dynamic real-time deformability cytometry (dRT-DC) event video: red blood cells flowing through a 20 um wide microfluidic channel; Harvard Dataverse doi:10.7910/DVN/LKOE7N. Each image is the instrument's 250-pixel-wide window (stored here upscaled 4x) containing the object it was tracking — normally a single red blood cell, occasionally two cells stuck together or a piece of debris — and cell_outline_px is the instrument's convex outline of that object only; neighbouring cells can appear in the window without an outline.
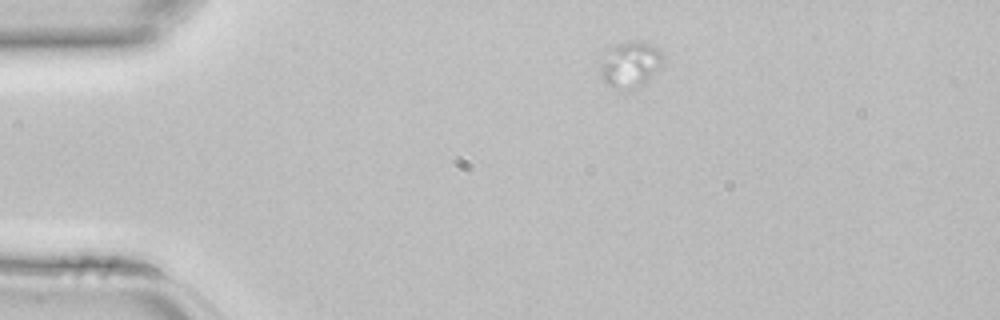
{"species": "common noctule bat (a hibernating species)", "species_latin": "Nyctalus noctula", "temperature_condition": "room temperature", "stored_images_in_passage": 40, "camera_frame_rate_fps": 3000, "um_per_image_px": 0.085, "animal": {"sex": "female", "body_mass_g": 22.7, "forearm_length_mm": 54.2}, "frame": {"image": 1, "passage_image": 1, "time_ms": 0.0, "image_size_px": [1000, 320], "cell_outline_px": [[664, 64], [640, 88], [632, 92], [628, 92], [608, 84], [604, 80], [600, 68], [600, 64], [608, 48], [616, 44], [632, 40], [636, 40], [652, 44], [660, 48], [664, 52]], "centroid_in_image_um": [53.64, 5.48], "position_along_channel_um": 31.4, "area_um2": 17.4}}
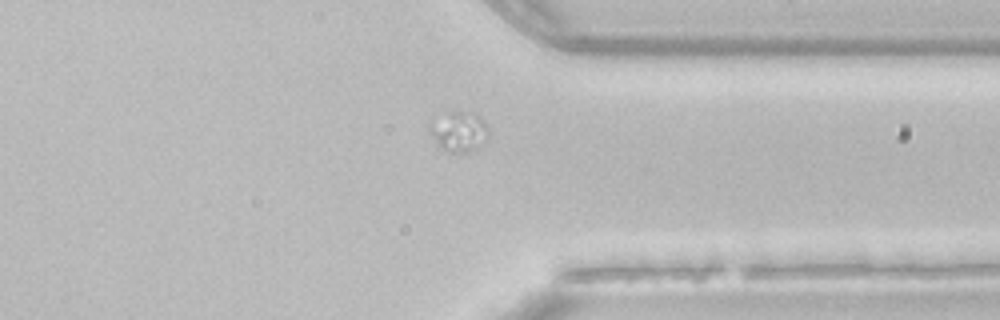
{"frame": {"image": 2, "passage_image": 29, "time_ms": 9.333, "image_size_px": [1000, 320], "cell_outline_px": [[488, 136], [472, 152], [448, 152], [440, 148], [436, 144], [428, 132], [428, 124], [432, 116], [440, 112], [476, 112], [488, 124]], "centroid_in_image_um": [38.93, 11.13], "position_along_channel_um": 372.5, "area_um2": 14.45}}
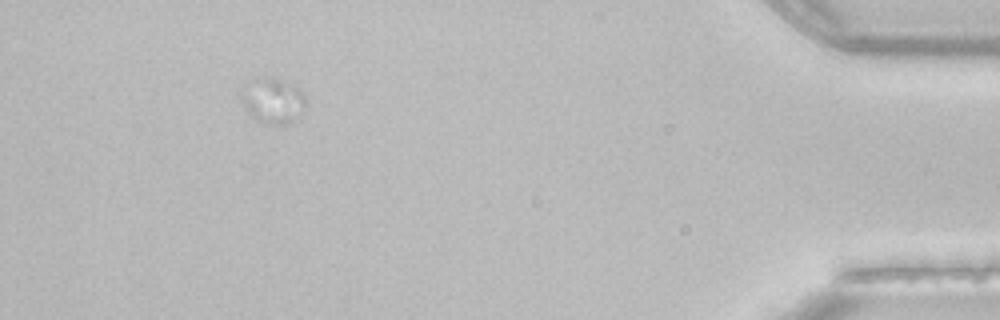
{"frame": {"image": 3, "passage_image": 36, "time_ms": 11.667, "image_size_px": [1000, 320], "cell_outline_px": [[308, 104], [304, 112], [288, 124], [268, 124], [256, 120], [244, 108], [240, 100], [240, 96], [244, 84], [248, 80], [260, 76], [276, 76], [296, 84], [308, 96]], "centroid_in_image_um": [23.24, 8.49], "position_along_channel_um": 412.0, "area_um2": 18.26}}